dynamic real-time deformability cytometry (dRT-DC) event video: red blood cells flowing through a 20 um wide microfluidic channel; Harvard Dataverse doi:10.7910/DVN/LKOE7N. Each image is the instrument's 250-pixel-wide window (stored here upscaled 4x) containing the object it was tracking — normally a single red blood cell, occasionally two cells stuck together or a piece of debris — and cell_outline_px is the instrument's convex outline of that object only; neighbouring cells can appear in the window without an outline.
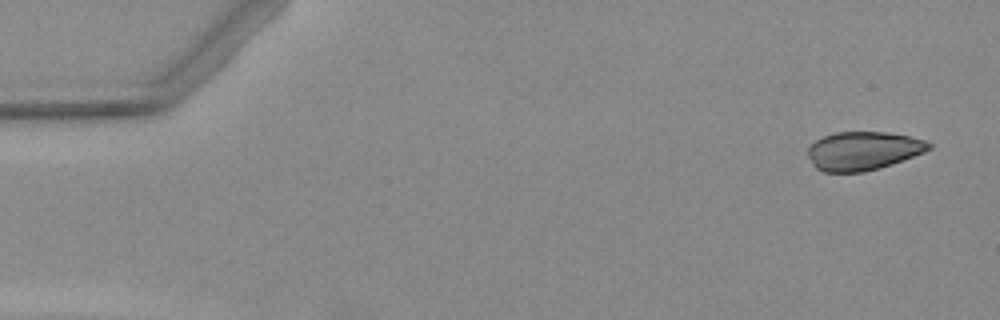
{"species": "Egyptian fruit bat (a non-hibernating species)", "species_latin": "Rousettus aegyptiacus", "temperature_condition": "warm", "stored_images_in_passage": 4, "camera_frame_rate_fps": 3000, "um_per_image_px": 0.085, "animal": {"sex": "female"}, "frame": {"image": 1, "passage_image": 1, "time_ms": 0.0, "image_size_px": [1000, 320], "cell_outline_px": [[932, 148], [924, 152], [892, 164], [880, 168], [864, 172], [824, 172], [816, 168], [812, 164], [808, 156], [808, 148], [816, 140], [824, 136], [836, 132], [884, 132], [908, 136], [924, 140], [932, 144]], "centroid_in_image_um": [73.36, 12.83], "position_along_channel_um": 11.6, "area_um2": 27.11}}
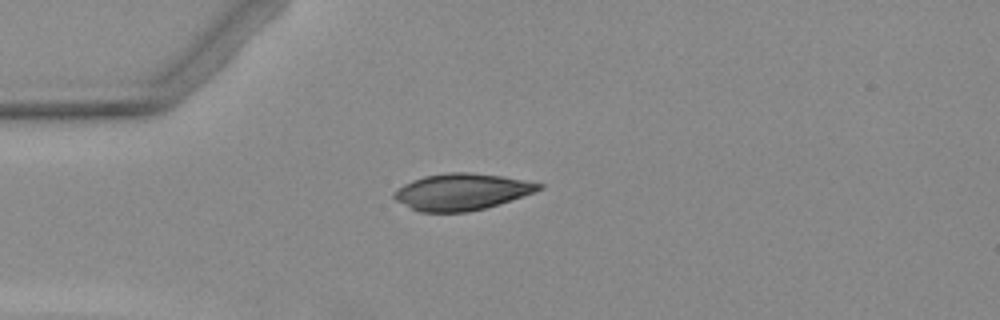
{"frame": {"image": 2, "passage_image": 4, "time_ms": 3.667, "image_size_px": [1000, 320], "cell_outline_px": [[544, 188], [536, 192], [484, 208], [468, 212], [420, 212], [396, 200], [392, 196], [392, 192], [404, 184], [412, 180], [424, 176], [448, 172], [468, 172], [500, 176], [544, 184]], "centroid_in_image_um": [39.23, 16.3], "position_along_channel_um": 45.8, "area_um2": 30.63}}